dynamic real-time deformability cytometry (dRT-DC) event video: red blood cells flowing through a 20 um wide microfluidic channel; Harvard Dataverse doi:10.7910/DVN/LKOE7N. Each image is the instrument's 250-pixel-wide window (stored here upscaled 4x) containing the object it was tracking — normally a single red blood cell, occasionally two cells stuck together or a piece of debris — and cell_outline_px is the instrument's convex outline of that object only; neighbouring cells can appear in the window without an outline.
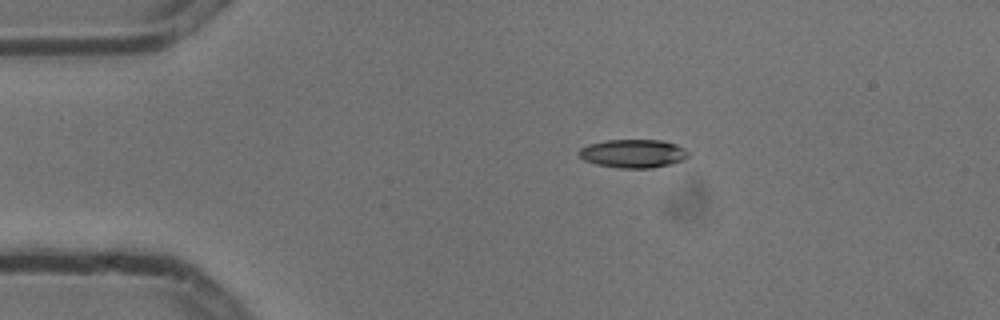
{"species": "common noctule bat (a hibernating species)", "species_latin": "Nyctalus noctula", "temperature_condition": "cold", "stored_images_in_passage": 4, "camera_frame_rate_fps": 3000, "um_per_image_px": 0.085, "animal": {"sex": "male", "body_mass_g": 13.3}, "frame": {"image": 1, "passage_image": 2, "time_ms": 0.333, "image_size_px": [1000, 320], "cell_outline_px": [[688, 156], [684, 160], [652, 168], [620, 168], [596, 164], [584, 160], [576, 152], [580, 148], [588, 144], [604, 140], [660, 140], [676, 144], [684, 148], [688, 152]], "centroid_in_image_um": [53.79, 13.04], "position_along_channel_um": 31.2, "area_um2": 18.15}}
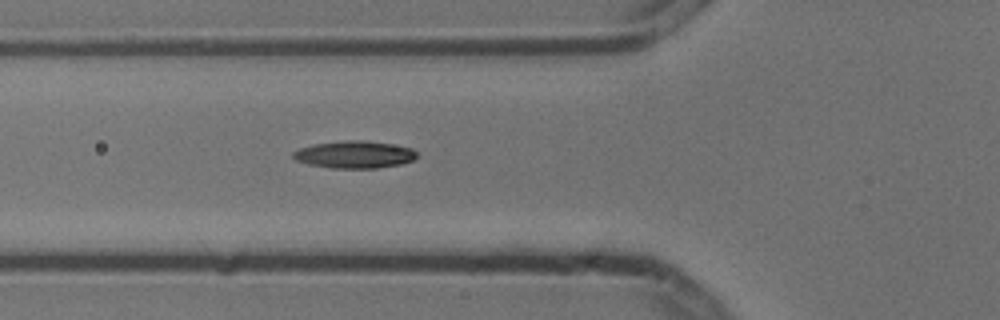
{"frame": {"image": 2, "passage_image": 4, "time_ms": 1.0, "image_size_px": [1000, 320], "cell_outline_px": [[416, 156], [412, 160], [400, 164], [376, 168], [332, 168], [308, 164], [296, 160], [292, 156], [292, 152], [300, 148], [312, 144], [344, 140], [364, 140], [392, 144], [412, 148], [416, 152]], "centroid_in_image_um": [30.1, 13.13], "position_along_channel_um": 95.7, "area_um2": 19.65}}